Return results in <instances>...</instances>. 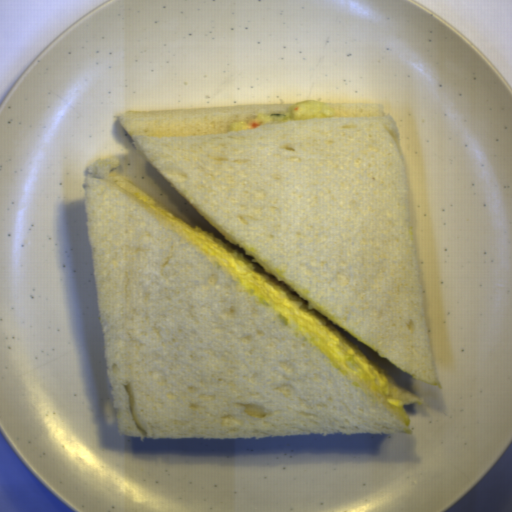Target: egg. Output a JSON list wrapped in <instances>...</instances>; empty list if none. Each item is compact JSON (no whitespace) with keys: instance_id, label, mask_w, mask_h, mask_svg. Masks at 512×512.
Segmentation results:
<instances>
[{"instance_id":"d2b9013d","label":"egg","mask_w":512,"mask_h":512,"mask_svg":"<svg viewBox=\"0 0 512 512\" xmlns=\"http://www.w3.org/2000/svg\"><path fill=\"white\" fill-rule=\"evenodd\" d=\"M351 116V110L339 104L323 103L308 99L275 116L261 114L259 117L251 120L231 123L228 127V131L234 133L254 129L252 124L255 122H259L260 125H266L322 118H350Z\"/></svg>"}]
</instances>
